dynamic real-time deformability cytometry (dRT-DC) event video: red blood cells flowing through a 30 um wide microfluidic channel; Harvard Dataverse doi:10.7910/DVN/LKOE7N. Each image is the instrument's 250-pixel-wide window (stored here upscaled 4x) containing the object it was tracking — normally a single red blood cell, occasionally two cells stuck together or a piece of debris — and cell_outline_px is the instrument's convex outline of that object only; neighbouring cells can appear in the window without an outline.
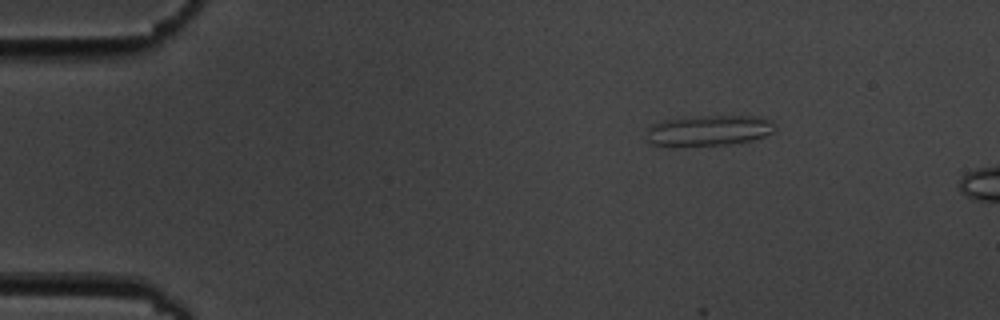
{"species": "common noctule bat (a hibernating species)", "species_latin": "Nyctalus noctula", "temperature_condition": "cold", "stored_images_in_passage": 3, "camera_frame_rate_fps": 3000, "um_per_image_px": 0.085, "animal": {"sex": "male", "body_mass_g": 19.5, "forearm_length_mm": 54.6}, "frame": {"image": 1, "passage_image": 1, "time_ms": 0.0, "image_size_px": [1000, 320], "cell_outline_px": [[776, 128], [772, 132], [764, 136], [752, 140], [728, 144], [652, 144], [644, 140], [648, 128], [652, 124], [664, 120], [704, 116], [752, 116], [772, 120]], "centroid_in_image_um": [60.26, 11.07], "position_along_channel_um": 24.7, "area_um2": 22.31}}